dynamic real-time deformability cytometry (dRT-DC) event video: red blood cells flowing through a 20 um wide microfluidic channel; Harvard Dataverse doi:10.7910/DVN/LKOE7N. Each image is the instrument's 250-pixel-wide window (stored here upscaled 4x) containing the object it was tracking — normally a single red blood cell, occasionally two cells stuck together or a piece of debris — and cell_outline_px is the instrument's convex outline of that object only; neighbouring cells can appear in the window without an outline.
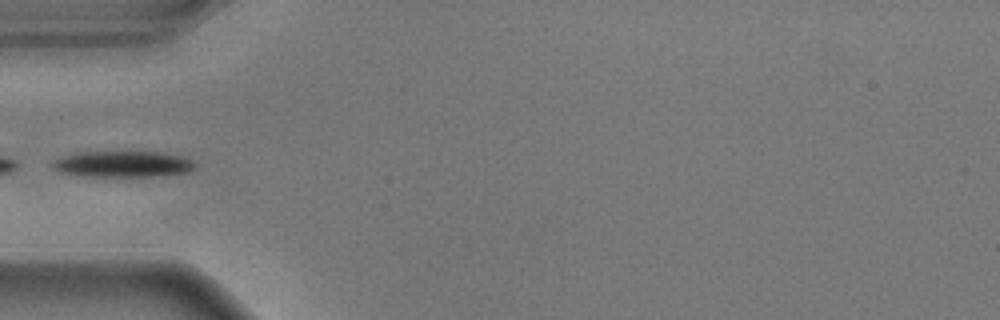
{"species": "common noctule bat (a hibernating species)", "species_latin": "Nyctalus noctula", "temperature_condition": "warm", "stored_images_in_passage": 12, "camera_frame_rate_fps": 3000, "um_per_image_px": 0.085, "animal": {"sex": "male", "body_mass_g": 17.9}, "frame": {"image": 1, "passage_image": 1, "time_ms": 0.0, "image_size_px": [1000, 320], "cell_outline_px": [[196, 168], [188, 172], [156, 176], [76, 176], [60, 172], [52, 168], [52, 160], [60, 156], [72, 152], [156, 152], [180, 156], [192, 160], [196, 164]], "centroid_in_image_um": [10.36, 13.95], "position_along_channel_um": 74.6, "area_um2": 21.91}}